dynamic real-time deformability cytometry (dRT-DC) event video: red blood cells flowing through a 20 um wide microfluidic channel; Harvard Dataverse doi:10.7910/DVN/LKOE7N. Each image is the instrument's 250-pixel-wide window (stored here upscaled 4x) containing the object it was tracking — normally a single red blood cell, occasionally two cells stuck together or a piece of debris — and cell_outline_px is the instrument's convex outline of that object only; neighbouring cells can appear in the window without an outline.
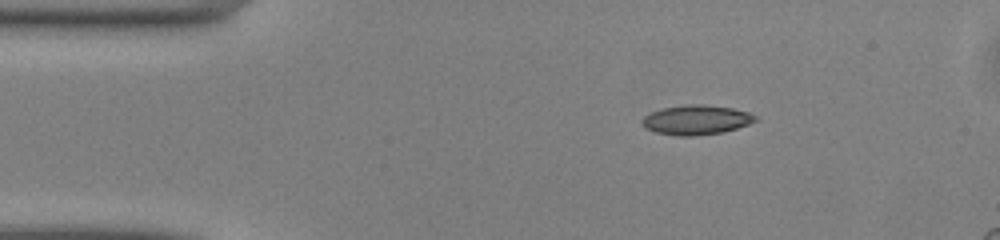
{"species": "common noctule bat (a hibernating species)", "species_latin": "Nyctalus noctula", "temperature_condition": "warm", "stored_images_in_passage": 42, "camera_frame_rate_fps": 3000, "um_per_image_px": 0.085, "animal": {"sex": "male", "body_mass_g": 13.0, "forearm_length_mm": 53.1}, "frame": {"image": 1, "passage_image": 1, "time_ms": 0.0, "image_size_px": [1000, 240], "cell_outline_px": [[756, 120], [748, 124], [724, 132], [696, 136], [680, 136], [656, 132], [644, 128], [640, 124], [640, 120], [644, 116], [652, 112], [664, 108], [688, 104], [704, 104], [732, 108], [748, 112], [756, 116]], "centroid_in_image_um": [59.15, 10.19], "position_along_channel_um": 25.9, "area_um2": 19.54}}
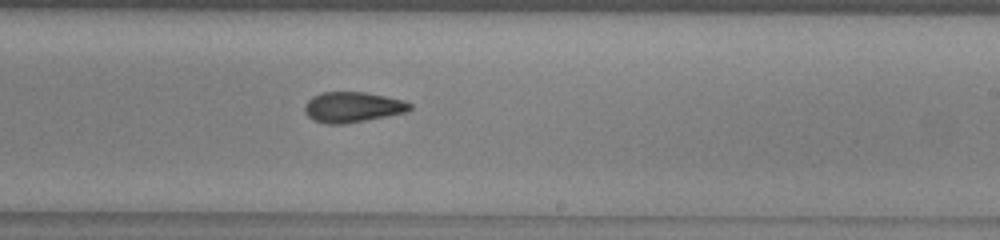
{"frame": {"image": 2, "passage_image": 22, "time_ms": 7.0, "image_size_px": [1000, 240], "cell_outline_px": [[412, 108], [404, 112], [344, 124], [328, 124], [312, 120], [304, 112], [304, 104], [312, 96], [324, 92], [364, 92], [404, 100], [412, 104]], "centroid_in_image_um": [29.92, 9.1], "position_along_channel_um": 259.1, "area_um2": 18.5}}
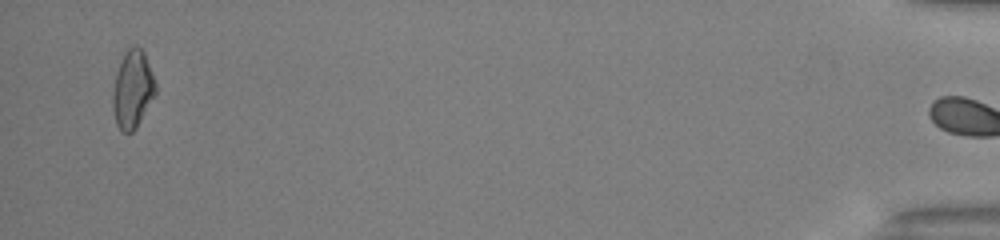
{"frame": {"image": 3, "passage_image": 41, "time_ms": 13.333, "image_size_px": [1000, 240], "cell_outline_px": [[156, 92], [136, 128], [132, 132], [120, 132], [116, 124], [112, 108], [112, 92], [116, 76], [124, 52], [132, 44], [136, 44], [144, 52], [156, 84]], "centroid_in_image_um": [11.25, 7.6], "position_along_channel_um": 423.9, "area_um2": 19.31}, "authors_computed_cell_mechanics": {"area_um2": 18.9584, "velocity_mm_per_s": 4.1146, "shape_relaxation_time_tau1_ms": 8.5705, "shape_relaxation_time_tau2_ms": 2.6141, "deformation_change_tau1": 0.1963, "deformation_change_tau2": 0.088}}